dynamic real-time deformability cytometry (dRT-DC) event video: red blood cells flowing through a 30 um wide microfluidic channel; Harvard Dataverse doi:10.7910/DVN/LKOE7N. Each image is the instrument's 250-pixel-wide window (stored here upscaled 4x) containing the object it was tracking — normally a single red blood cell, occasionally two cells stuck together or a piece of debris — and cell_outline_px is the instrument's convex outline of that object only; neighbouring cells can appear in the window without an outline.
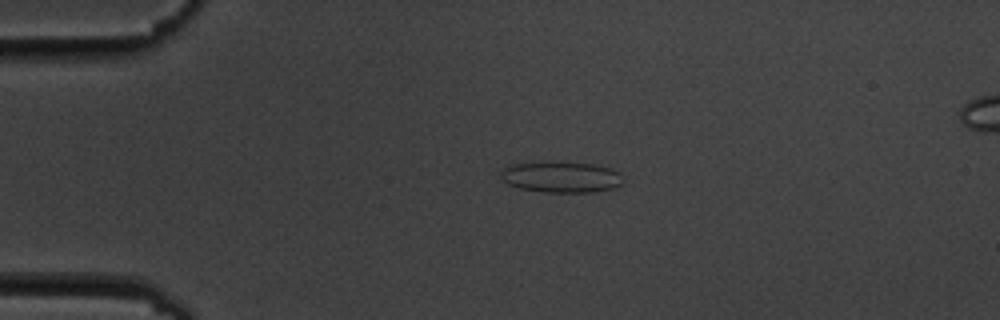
{"species": "common noctule bat (a hibernating species)", "species_latin": "Nyctalus noctula", "temperature_condition": "cold", "stored_images_in_passage": 5, "camera_frame_rate_fps": 3000, "um_per_image_px": 0.085, "animal": {"sex": "male", "body_mass_g": 19.5, "forearm_length_mm": 54.6}, "frame": {"image": 1, "passage_image": 3, "time_ms": 3.333, "image_size_px": [1000, 320], "cell_outline_px": [[620, 184], [612, 188], [596, 192], [544, 192], [520, 188], [508, 184], [500, 176], [500, 172], [504, 168], [512, 164], [560, 160], [592, 164], [612, 168], [620, 172]], "centroid_in_image_um": [47.68, 15.02], "position_along_channel_um": 37.3, "area_um2": 22.37}}